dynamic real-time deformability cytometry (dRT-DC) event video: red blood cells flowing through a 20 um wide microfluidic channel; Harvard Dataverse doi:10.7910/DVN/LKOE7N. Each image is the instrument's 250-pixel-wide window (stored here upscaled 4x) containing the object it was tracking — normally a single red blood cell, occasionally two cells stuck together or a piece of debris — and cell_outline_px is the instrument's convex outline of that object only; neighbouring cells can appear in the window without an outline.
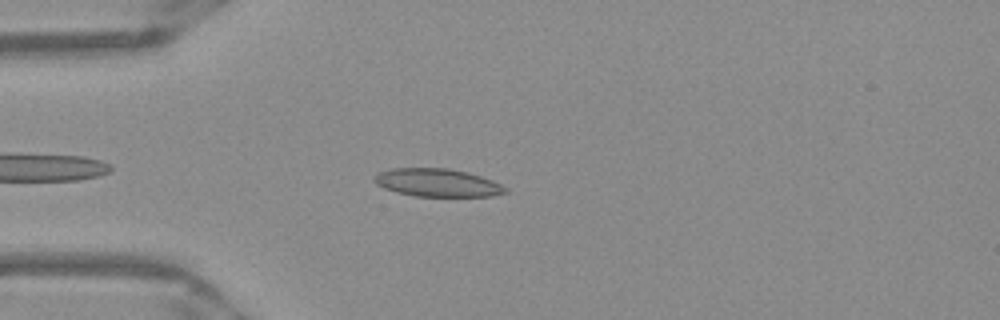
{"species": "Egyptian fruit bat (a non-hibernating species)", "species_latin": "Rousettus aegyptiacus", "temperature_condition": "warm", "stored_images_in_passage": 42, "camera_frame_rate_fps": 3000, "um_per_image_px": 0.085, "frame": {"image": 1, "passage_image": 5, "time_ms": 1.333, "image_size_px": [1000, 320], "cell_outline_px": [[508, 192], [492, 196], [416, 196], [396, 192], [384, 188], [376, 184], [376, 176], [380, 172], [392, 168], [448, 168], [468, 172], [492, 180], [508, 188]], "centroid_in_image_um": [37.22, 15.53], "position_along_channel_um": 47.8, "area_um2": 21.21}}
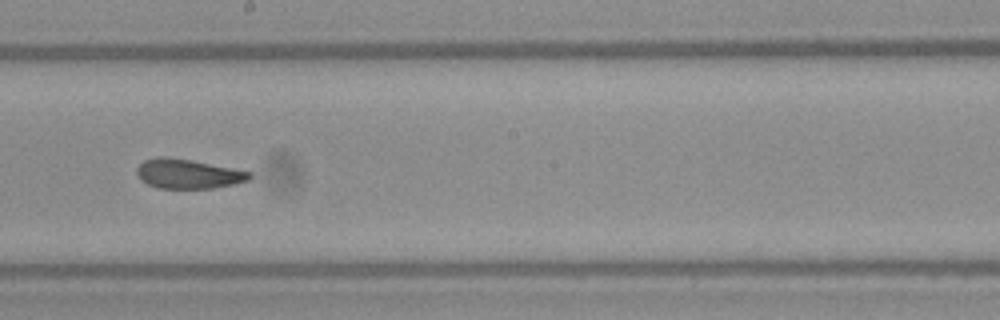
{"frame": {"image": 2, "passage_image": 20, "time_ms": 6.333, "image_size_px": [1000, 320], "cell_outline_px": [[252, 176], [248, 180], [232, 184], [212, 188], [156, 188], [140, 180], [136, 172], [136, 168], [144, 160], [160, 156], [164, 156], [188, 160], [252, 172]], "centroid_in_image_um": [15.93, 14.78], "position_along_channel_um": 232.3, "area_um2": 19.07}}
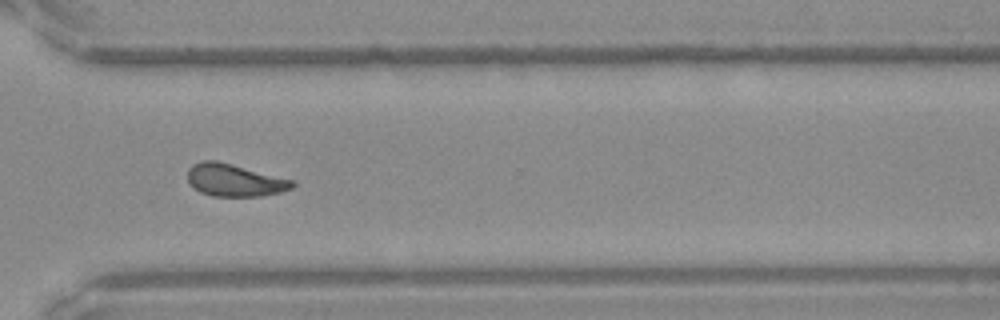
{"frame": {"image": 3, "passage_image": 29, "time_ms": 9.333, "image_size_px": [1000, 320], "cell_outline_px": [[296, 184], [292, 188], [280, 192], [260, 196], [212, 196], [200, 192], [192, 188], [188, 184], [188, 168], [192, 164], [204, 160], [216, 160], [232, 164], [292, 180]], "centroid_in_image_um": [19.88, 15.32], "position_along_channel_um": 350.7, "area_um2": 19.77}, "authors_computed_cell_mechanics": {"area_um2": 19.7387, "velocity_mm_per_s": 3.9578, "shape_relaxation_time_tau1_ms": null, "shape_relaxation_time_tau2_ms": 1.2535, "deformation_change_tau1": null, "deformation_change_tau2": 0.0761}}